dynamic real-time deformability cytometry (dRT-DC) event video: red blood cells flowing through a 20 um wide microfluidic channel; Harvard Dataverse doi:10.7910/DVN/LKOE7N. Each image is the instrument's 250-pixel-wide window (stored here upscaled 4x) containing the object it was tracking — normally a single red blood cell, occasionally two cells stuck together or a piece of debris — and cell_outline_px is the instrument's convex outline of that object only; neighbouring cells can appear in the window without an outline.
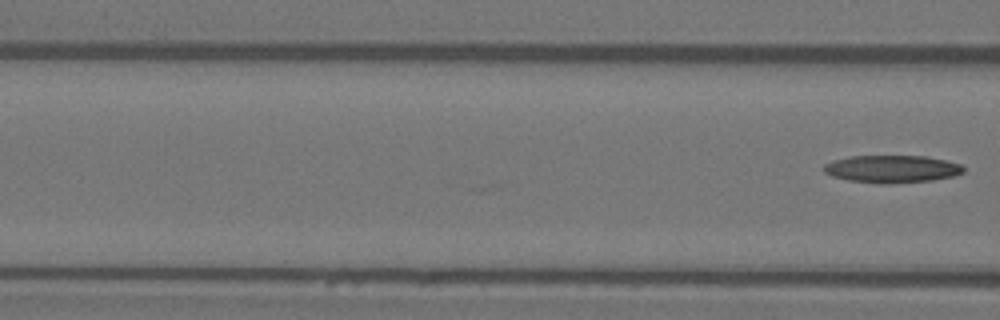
{"species": "Egyptian fruit bat (a non-hibernating species)", "species_latin": "Rousettus aegyptiacus", "temperature_condition": "warm", "stored_images_in_passage": 5, "camera_frame_rate_fps": 3000, "um_per_image_px": 0.085, "animal": {"sex": "female"}, "frame": {"image": 1, "passage_image": 5, "time_ms": 5.333, "image_size_px": [1000, 320], "cell_outline_px": [[964, 172], [952, 176], [932, 180], [888, 184], [880, 184], [848, 180], [832, 176], [824, 172], [824, 164], [832, 160], [852, 156], [924, 156], [944, 160], [960, 164], [964, 168]], "centroid_in_image_um": [75.78, 14.36], "position_along_channel_um": 90.8, "area_um2": 22.31}}